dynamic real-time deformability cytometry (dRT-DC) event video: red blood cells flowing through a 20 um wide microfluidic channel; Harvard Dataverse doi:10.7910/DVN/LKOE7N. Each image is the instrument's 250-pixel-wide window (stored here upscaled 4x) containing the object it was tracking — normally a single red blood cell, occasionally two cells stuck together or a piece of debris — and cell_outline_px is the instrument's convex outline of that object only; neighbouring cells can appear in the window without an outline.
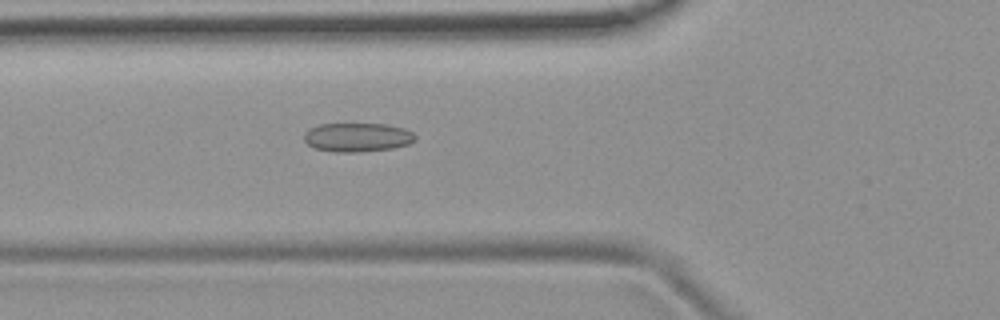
{"species": "common noctule bat (a hibernating species)", "species_latin": "Nyctalus noctula", "temperature_condition": "room temperature", "stored_images_in_passage": 53, "camera_frame_rate_fps": 3000, "um_per_image_px": 0.085, "animal": {"sex": "female", "body_mass_g": 19.9}, "frame": {"image": 1, "passage_image": 19, "time_ms": 6.0, "image_size_px": [1000, 320], "cell_outline_px": [[416, 140], [408, 144], [392, 148], [360, 152], [332, 152], [316, 148], [308, 144], [304, 140], [304, 132], [320, 124], [388, 124], [404, 128], [412, 132], [416, 136]], "centroid_in_image_um": [30.4, 11.67], "position_along_channel_um": 95.4, "area_um2": 18.73}}
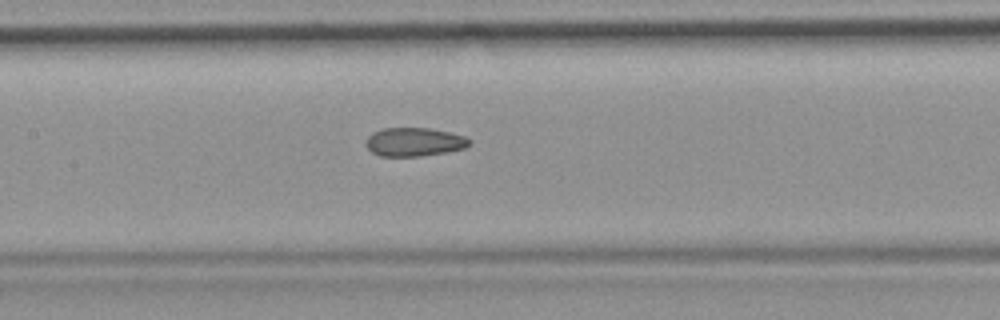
{"frame": {"image": 2, "passage_image": 25, "time_ms": 8.0, "image_size_px": [1000, 320], "cell_outline_px": [[472, 140], [464, 148], [448, 152], [420, 156], [380, 156], [372, 152], [368, 148], [368, 136], [372, 132], [384, 128], [428, 128], [448, 132], [464, 136]], "centroid_in_image_um": [35.22, 12.07], "position_along_channel_um": 172.2, "area_um2": 17.05}}
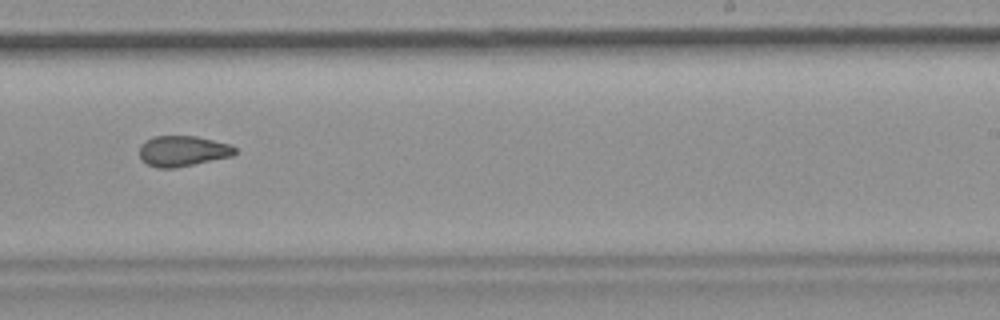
{"frame": {"image": 3, "passage_image": 33, "time_ms": 10.667, "image_size_px": [1000, 320], "cell_outline_px": [[236, 152], [232, 156], [172, 168], [156, 168], [148, 164], [140, 156], [140, 144], [156, 136], [196, 136], [232, 144], [236, 148]], "centroid_in_image_um": [15.56, 12.83], "position_along_channel_um": 273.4, "area_um2": 16.82}, "authors_computed_cell_mechanics": {"area_um2": 18.207, "velocity_mm_per_s": 3.8197, "shape_relaxation_time_tau1_ms": null, "shape_relaxation_time_tau2_ms": 2.6449, "deformation_change_tau1": null, "deformation_change_tau2": 0.0732}}